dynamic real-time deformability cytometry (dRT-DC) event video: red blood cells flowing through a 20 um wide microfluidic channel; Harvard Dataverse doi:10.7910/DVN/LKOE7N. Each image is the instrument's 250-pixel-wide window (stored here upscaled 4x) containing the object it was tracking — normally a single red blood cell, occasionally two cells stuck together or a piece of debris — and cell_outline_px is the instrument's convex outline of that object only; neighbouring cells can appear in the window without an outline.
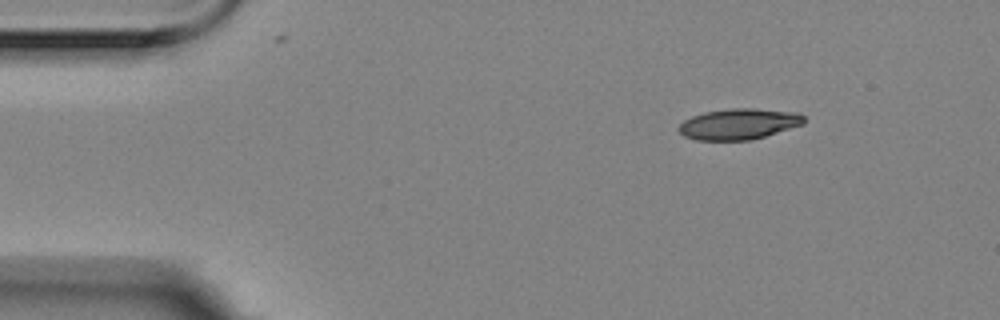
{"species": "Egyptian fruit bat (a non-hibernating species)", "species_latin": "Rousettus aegyptiacus", "temperature_condition": "room temperature", "stored_images_in_passage": 5, "camera_frame_rate_fps": 3000, "um_per_image_px": 0.085, "animal": {"sex": "female"}, "frame": {"image": 1, "passage_image": 1, "time_ms": 0.0, "image_size_px": [1000, 320], "cell_outline_px": [[804, 124], [752, 140], [696, 140], [684, 136], [676, 128], [684, 120], [692, 116], [704, 112], [732, 108], [756, 108], [800, 112], [804, 116]], "centroid_in_image_um": [62.81, 10.53], "position_along_channel_um": 22.2, "area_um2": 22.72}}
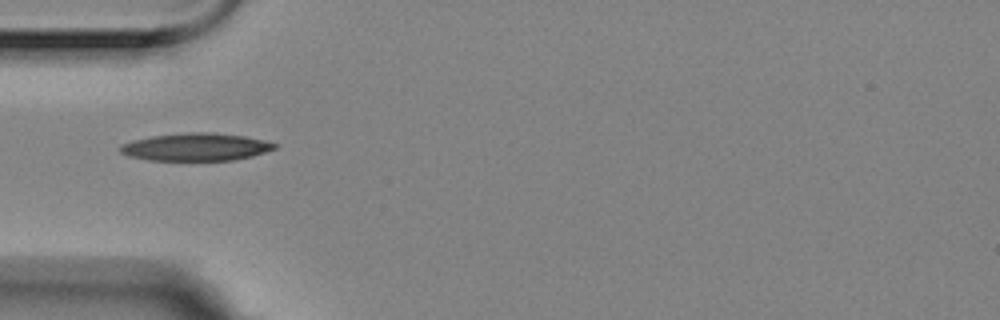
{"frame": {"image": 2, "passage_image": 4, "time_ms": 1.0, "image_size_px": [1000, 320], "cell_outline_px": [[276, 148], [252, 156], [236, 160], [148, 160], [128, 156], [120, 152], [120, 144], [132, 140], [152, 136], [192, 132], [212, 132], [244, 136], [264, 140], [276, 144]], "centroid_in_image_um": [16.63, 12.49], "position_along_channel_um": 68.4, "area_um2": 24.8}}
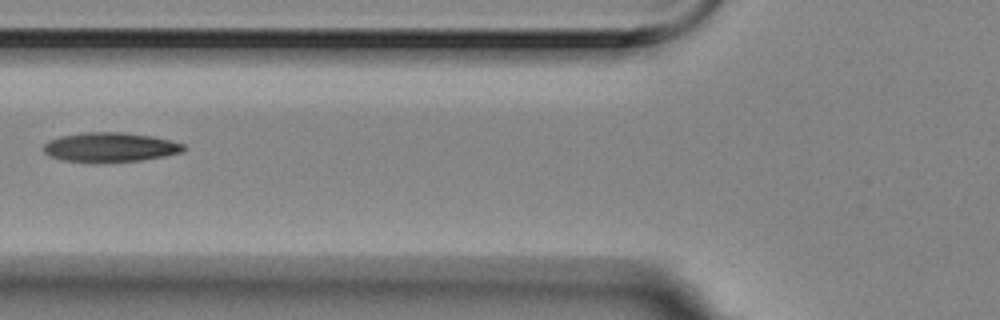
{"frame": {"image": 3, "passage_image": 5, "time_ms": 1.333, "image_size_px": [1000, 320], "cell_outline_px": [[184, 152], [164, 156], [140, 160], [100, 164], [92, 164], [64, 160], [48, 156], [44, 152], [44, 144], [48, 140], [60, 136], [84, 132], [124, 132], [152, 136], [184, 144]], "centroid_in_image_um": [9.31, 12.53], "position_along_channel_um": 116.5, "area_um2": 24.51}}